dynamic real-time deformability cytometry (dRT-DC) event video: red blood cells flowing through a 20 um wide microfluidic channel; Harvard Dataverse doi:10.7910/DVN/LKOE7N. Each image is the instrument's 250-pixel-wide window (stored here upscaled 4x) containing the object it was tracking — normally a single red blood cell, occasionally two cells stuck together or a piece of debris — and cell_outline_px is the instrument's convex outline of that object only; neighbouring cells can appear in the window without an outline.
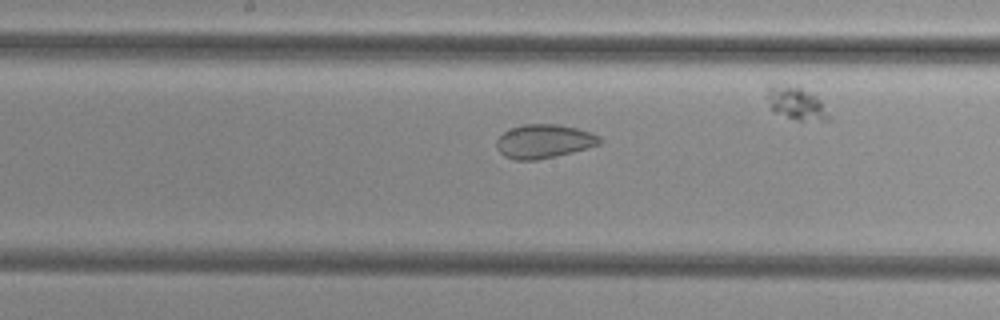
{"species": "common noctule bat (a hibernating species)", "species_latin": "Nyctalus noctula", "temperature_condition": "cold", "stored_images_in_passage": 43, "camera_frame_rate_fps": 3000, "um_per_image_px": 0.085, "animal": {"sex": "female", "body_mass_g": 29.2, "forearm_length_mm": 56.3}, "frame": {"image": 1, "passage_image": 28, "time_ms": 9.0, "image_size_px": [1000, 320], "cell_outline_px": [[600, 144], [588, 148], [556, 156], [536, 160], [516, 160], [504, 156], [496, 148], [496, 140], [504, 132], [512, 128], [524, 124], [556, 124], [576, 128], [592, 132], [600, 136]], "centroid_in_image_um": [46.23, 12.01], "position_along_channel_um": 202.0, "area_um2": 20.29}}
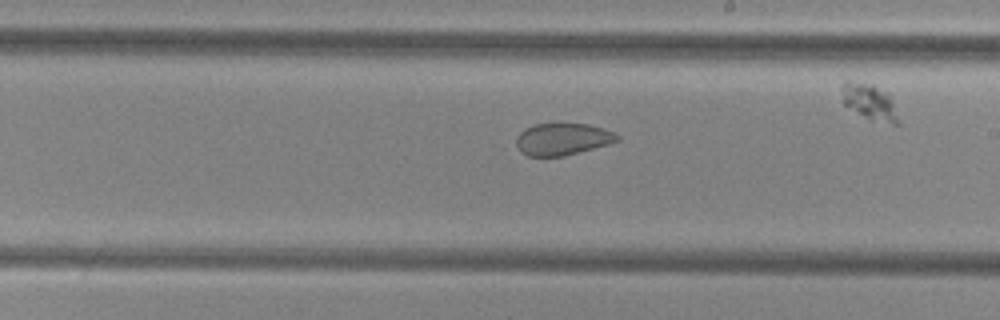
{"frame": {"image": 2, "passage_image": 31, "time_ms": 10.0, "image_size_px": [1000, 320], "cell_outline_px": [[620, 140], [608, 144], [564, 156], [528, 156], [520, 152], [516, 144], [516, 136], [524, 128], [532, 124], [556, 120], [588, 124], [604, 128], [620, 136]], "centroid_in_image_um": [47.77, 11.77], "position_along_channel_um": 241.2, "area_um2": 19.65}}
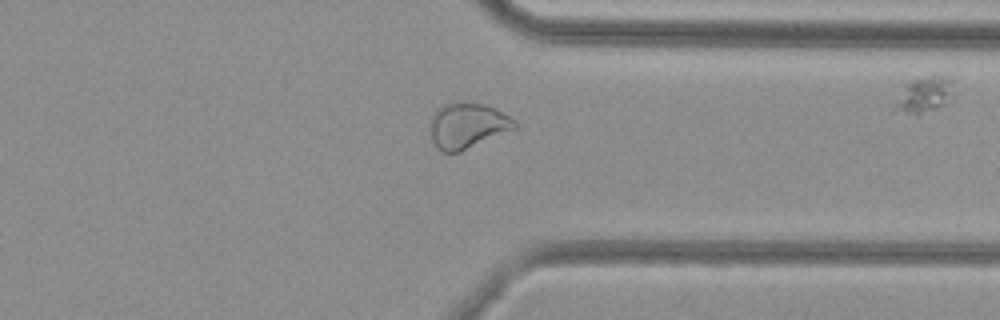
{"frame": {"image": 3, "passage_image": 41, "time_ms": 13.333, "image_size_px": [1000, 320], "cell_outline_px": [[520, 124], [516, 128], [460, 152], [440, 152], [436, 148], [432, 140], [432, 116], [436, 108], [444, 104], [484, 104], [496, 108], [516, 120]], "centroid_in_image_um": [39.77, 10.7], "position_along_channel_um": 371.6, "area_um2": 22.14}}